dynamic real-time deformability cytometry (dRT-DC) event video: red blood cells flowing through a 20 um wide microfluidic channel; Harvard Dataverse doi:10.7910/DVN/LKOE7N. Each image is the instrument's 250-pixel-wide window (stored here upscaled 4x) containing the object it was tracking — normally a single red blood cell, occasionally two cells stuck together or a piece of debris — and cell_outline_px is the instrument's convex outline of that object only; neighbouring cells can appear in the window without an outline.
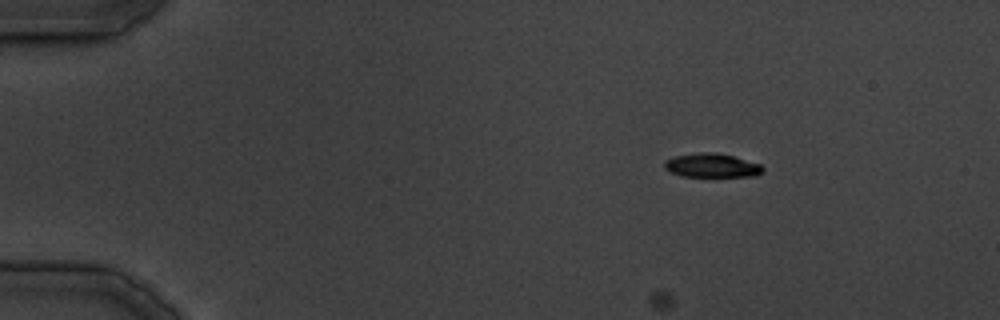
{"species": "common noctule bat (a hibernating species)", "species_latin": "Nyctalus noctula", "temperature_condition": "cold", "stored_images_in_passage": 9, "camera_frame_rate_fps": 3000, "um_per_image_px": 0.085, "animal": {"sex": "male", "body_mass_g": 19.5, "forearm_length_mm": 54.6}, "frame": {"image": 1, "passage_image": 1, "time_ms": 0.0, "image_size_px": [1000, 320], "cell_outline_px": [[764, 172], [756, 176], [680, 176], [668, 172], [664, 168], [664, 160], [676, 156], [700, 152], [716, 152], [732, 156], [760, 164], [764, 168]], "centroid_in_image_um": [60.48, 14.07], "position_along_channel_um": 24.5, "area_um2": 13.76}}